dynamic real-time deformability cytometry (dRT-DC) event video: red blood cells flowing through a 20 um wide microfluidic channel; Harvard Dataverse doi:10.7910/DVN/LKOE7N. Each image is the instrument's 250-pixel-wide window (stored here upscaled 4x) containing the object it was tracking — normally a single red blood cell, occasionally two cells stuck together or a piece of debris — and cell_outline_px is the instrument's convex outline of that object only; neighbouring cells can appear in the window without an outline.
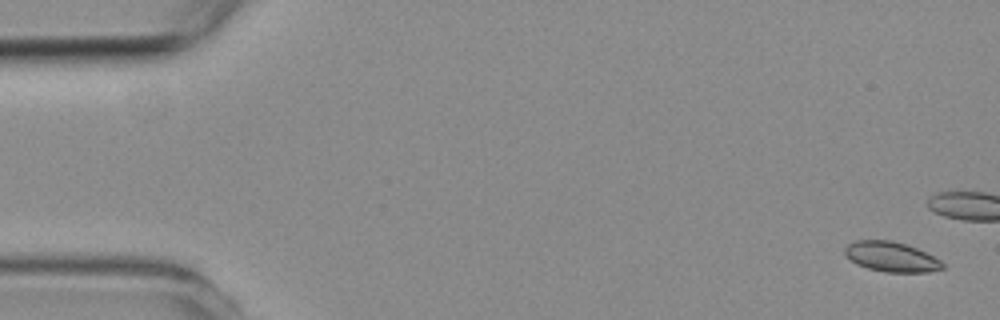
{"species": "common noctule bat (a hibernating species)", "species_latin": "Nyctalus noctula", "temperature_condition": "room temperature", "stored_images_in_passage": 7, "segment_of_instrument_passage": [1, 2], "camera_frame_rate_fps": 3000, "um_per_image_px": 0.085, "animal": {"sex": "female", "body_mass_g": 19.3, "forearm_length_mm": 54.1}, "frame": {"image": 1, "passage_image": 1, "time_ms": 0.0, "image_size_px": [1000, 320], "cell_outline_px": [[944, 268], [928, 272], [884, 272], [868, 268], [856, 264], [844, 252], [844, 248], [848, 244], [856, 240], [892, 240], [916, 248], [940, 260], [944, 264]], "centroid_in_image_um": [75.75, 21.83], "position_along_channel_um": 9.3, "area_um2": 16.88}}
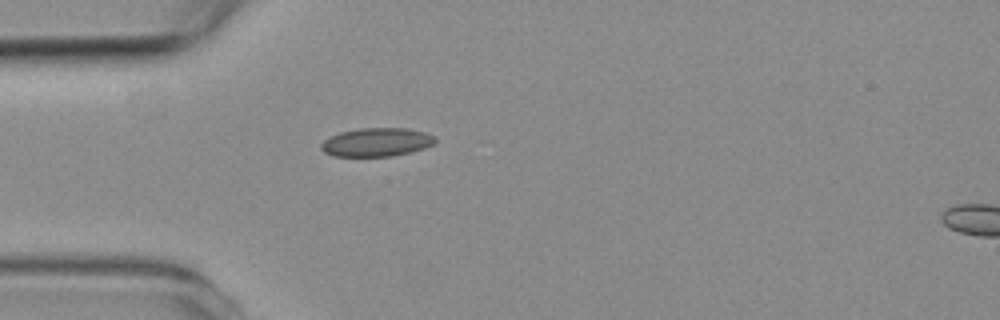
{"frame": {"image": 2, "passage_image": 6, "time_ms": 8.333, "image_size_px": [1000, 320], "cell_outline_px": [[436, 140], [432, 144], [424, 148], [412, 152], [392, 156], [332, 156], [324, 152], [320, 148], [320, 144], [324, 140], [340, 132], [360, 128], [408, 128], [424, 132], [436, 136]], "centroid_in_image_um": [32.01, 12.08], "position_along_channel_um": 53.0, "area_um2": 19.02}}